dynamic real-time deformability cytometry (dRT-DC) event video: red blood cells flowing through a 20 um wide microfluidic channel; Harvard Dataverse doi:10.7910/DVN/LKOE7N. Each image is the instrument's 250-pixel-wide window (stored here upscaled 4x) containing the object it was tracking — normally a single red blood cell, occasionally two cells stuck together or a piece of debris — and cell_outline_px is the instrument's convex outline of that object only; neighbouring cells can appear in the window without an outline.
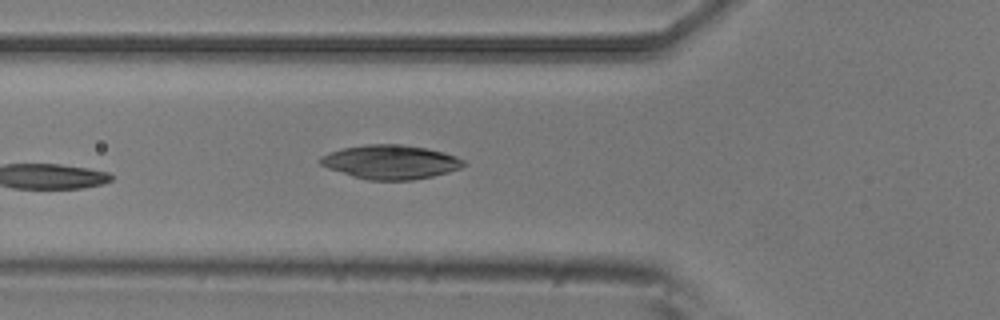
{"species": "common noctule bat (a hibernating species)", "species_latin": "Nyctalus noctula", "temperature_condition": "room temperature", "stored_images_in_passage": 6, "camera_frame_rate_fps": 3000, "um_per_image_px": 0.085, "animal": {"sex": "male", "body_mass_g": 20.5, "forearm_length_mm": 52.5}, "frame": {"image": 1, "passage_image": 6, "time_ms": 1.667, "image_size_px": [1000, 320], "cell_outline_px": [[468, 164], [460, 168], [448, 172], [432, 176], [412, 180], [368, 180], [352, 176], [328, 168], [320, 164], [320, 156], [328, 152], [340, 148], [364, 144], [400, 144], [424, 148], [444, 152], [456, 156], [464, 160]], "centroid_in_image_um": [33.18, 13.76], "position_along_channel_um": 92.6, "area_um2": 28.55}}